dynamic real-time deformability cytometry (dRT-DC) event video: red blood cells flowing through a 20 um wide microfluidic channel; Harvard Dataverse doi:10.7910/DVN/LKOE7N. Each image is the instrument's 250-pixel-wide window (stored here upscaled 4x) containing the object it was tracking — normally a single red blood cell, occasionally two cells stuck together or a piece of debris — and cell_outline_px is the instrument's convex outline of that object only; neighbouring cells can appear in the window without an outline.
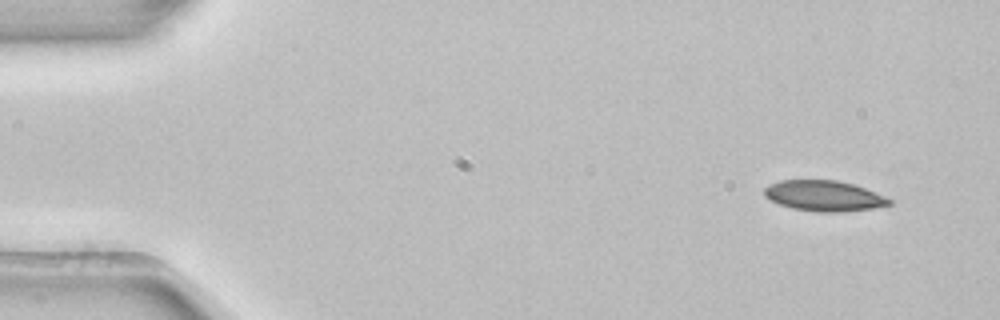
{"species": "common noctule bat (a hibernating species)", "species_latin": "Nyctalus noctula", "temperature_condition": "room temperature", "stored_images_in_passage": 4, "camera_frame_rate_fps": 3000, "um_per_image_px": 0.085, "animal": {"sex": "female", "body_mass_g": 22.7, "forearm_length_mm": 54.2}, "frame": {"image": 1, "passage_image": 1, "time_ms": 0.0, "image_size_px": [1000, 320], "cell_outline_px": [[892, 204], [872, 208], [840, 212], [816, 212], [792, 208], [780, 204], [764, 196], [764, 188], [768, 184], [780, 180], [836, 180], [852, 184], [864, 188], [892, 200]], "centroid_in_image_um": [70.0, 16.64], "position_along_channel_um": 15.0, "area_um2": 22.08}}
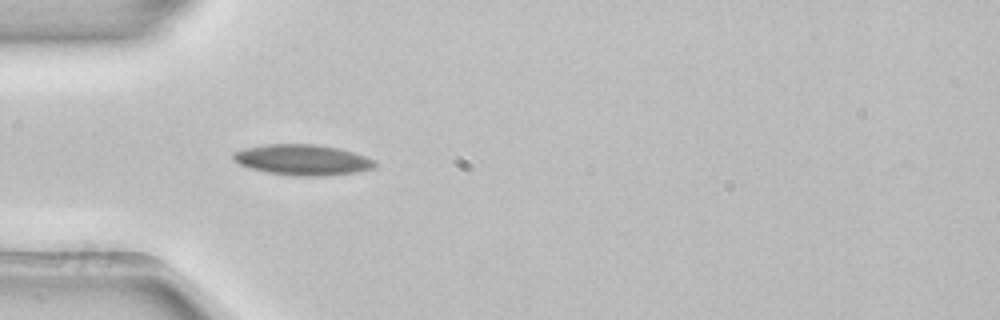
{"frame": {"image": 2, "passage_image": 4, "time_ms": 1.0, "image_size_px": [1000, 320], "cell_outline_px": [[376, 164], [372, 168], [356, 172], [324, 176], [296, 176], [268, 172], [252, 168], [240, 164], [232, 156], [232, 152], [244, 148], [264, 144], [316, 144], [336, 148], [352, 152], [376, 160]], "centroid_in_image_um": [25.71, 13.58], "position_along_channel_um": 59.3, "area_um2": 25.09}}